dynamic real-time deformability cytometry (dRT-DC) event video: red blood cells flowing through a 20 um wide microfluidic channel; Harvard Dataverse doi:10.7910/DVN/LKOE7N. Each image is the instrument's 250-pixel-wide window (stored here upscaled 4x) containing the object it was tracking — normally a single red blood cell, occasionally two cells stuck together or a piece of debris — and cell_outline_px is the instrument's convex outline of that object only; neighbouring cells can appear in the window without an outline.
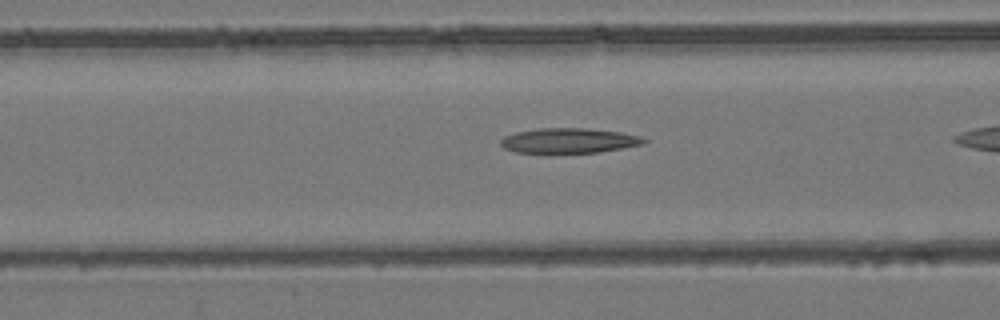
{"species": "common noctule bat (a hibernating species)", "species_latin": "Nyctalus noctula", "temperature_condition": "room temperature", "stored_images_in_passage": 7, "camera_frame_rate_fps": 3000, "um_per_image_px": 0.085, "animal": {"sex": "female", "body_mass_g": 24.6, "forearm_length_mm": 56.2}, "frame": {"image": 1, "passage_image": 6, "time_ms": 1.667, "image_size_px": [1000, 320], "cell_outline_px": [[648, 140], [644, 144], [624, 148], [596, 152], [516, 152], [504, 148], [500, 144], [500, 140], [504, 136], [516, 132], [536, 128], [588, 128], [620, 132], [640, 136]], "centroid_in_image_um": [48.37, 11.94], "position_along_channel_um": 118.2, "area_um2": 20.75}}